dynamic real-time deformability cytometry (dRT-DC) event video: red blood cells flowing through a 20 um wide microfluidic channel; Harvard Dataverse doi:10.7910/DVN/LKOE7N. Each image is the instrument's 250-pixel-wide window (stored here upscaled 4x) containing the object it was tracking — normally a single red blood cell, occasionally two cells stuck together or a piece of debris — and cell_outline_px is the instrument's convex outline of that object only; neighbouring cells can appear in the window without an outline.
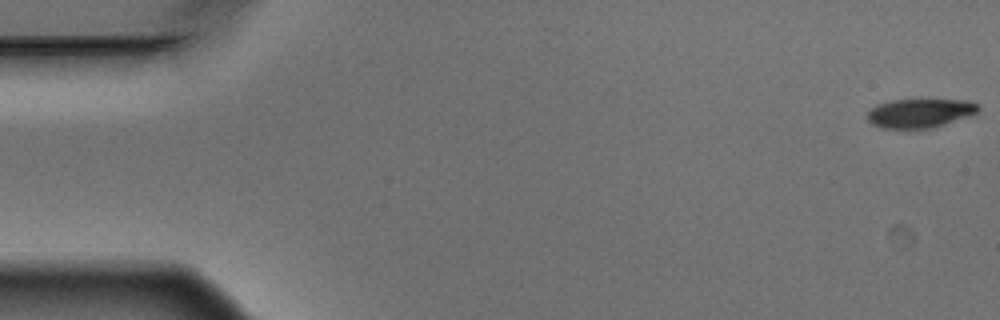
{"species": "Egyptian fruit bat (a non-hibernating species)", "species_latin": "Rousettus aegyptiacus", "temperature_condition": "warm", "stored_images_in_passage": 5, "camera_frame_rate_fps": 3000, "um_per_image_px": 0.085, "animal": {"sex": "male"}, "frame": {"image": 1, "passage_image": 1, "time_ms": 0.0, "image_size_px": [1000, 320], "cell_outline_px": [[980, 108], [972, 116], [932, 128], [880, 128], [872, 124], [868, 120], [868, 112], [876, 104], [892, 100], [968, 100], [976, 104]], "centroid_in_image_um": [78.2, 9.62], "position_along_channel_um": 6.8, "area_um2": 18.73}}
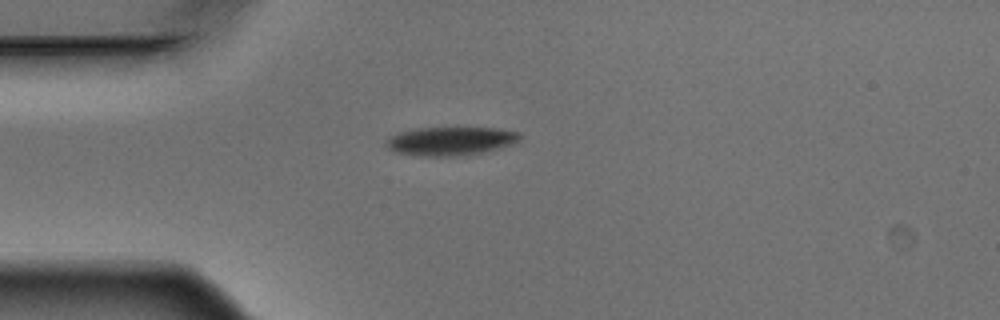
{"frame": {"image": 2, "passage_image": 5, "time_ms": 1.333, "image_size_px": [1000, 320], "cell_outline_px": [[520, 140], [512, 144], [480, 152], [452, 156], [412, 156], [396, 152], [388, 148], [384, 144], [384, 140], [388, 136], [400, 132], [416, 128], [496, 128], [520, 132]], "centroid_in_image_um": [38.21, 11.98], "position_along_channel_um": 46.8, "area_um2": 22.2}}